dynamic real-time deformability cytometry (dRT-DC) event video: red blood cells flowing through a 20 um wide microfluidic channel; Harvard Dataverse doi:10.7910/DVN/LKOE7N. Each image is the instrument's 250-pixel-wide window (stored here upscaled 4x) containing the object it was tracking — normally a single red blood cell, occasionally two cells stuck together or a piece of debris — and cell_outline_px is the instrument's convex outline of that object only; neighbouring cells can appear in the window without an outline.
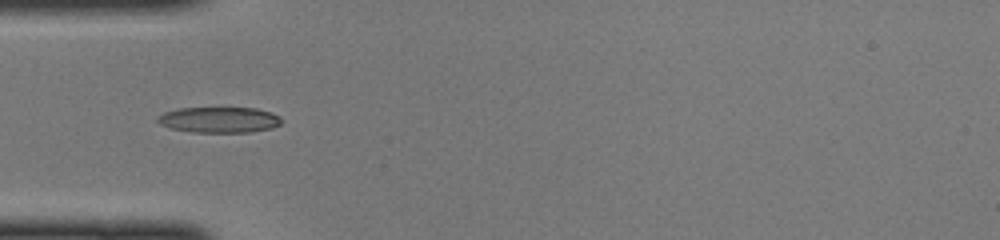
{"species": "common noctule bat (a hibernating species)", "species_latin": "Nyctalus noctula", "temperature_condition": "cold", "stored_images_in_passage": 33, "camera_frame_rate_fps": 3000, "um_per_image_px": 0.085, "animal": {"sex": "female", "body_mass_g": 22.0, "forearm_length_mm": 56.7}, "frame": {"image": 1, "passage_image": 1, "time_ms": 0.0, "image_size_px": [1000, 240], "cell_outline_px": [[284, 120], [280, 124], [272, 128], [252, 132], [192, 132], [168, 128], [160, 124], [156, 120], [156, 116], [164, 112], [180, 108], [256, 108], [272, 112], [280, 116]], "centroid_in_image_um": [18.64, 10.18], "position_along_channel_um": 66.4, "area_um2": 18.84}}
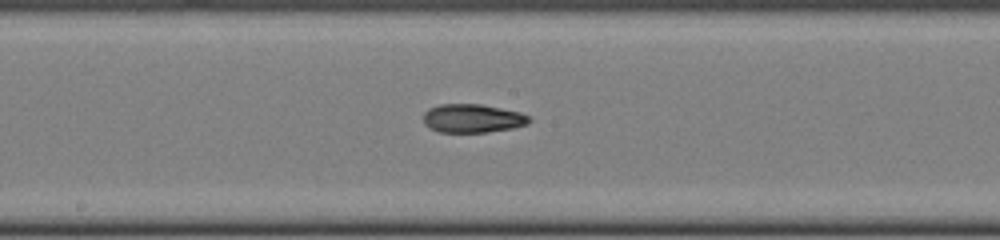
{"frame": {"image": 2, "passage_image": 11, "time_ms": 3.333, "image_size_px": [1000, 240], "cell_outline_px": [[532, 120], [528, 124], [512, 128], [488, 132], [440, 132], [428, 128], [424, 124], [424, 112], [428, 108], [440, 104], [480, 104], [520, 112], [528, 116]], "centroid_in_image_um": [40.15, 10.06], "position_along_channel_um": 208.1, "area_um2": 17.69}}
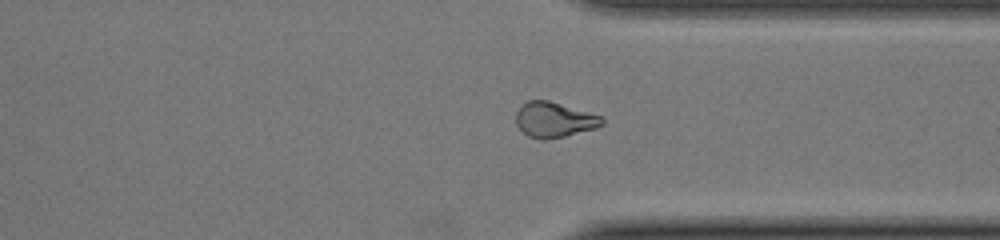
{"frame": {"image": 3, "passage_image": 22, "time_ms": 7.0, "image_size_px": [1000, 240], "cell_outline_px": [[604, 124], [596, 128], [548, 140], [540, 140], [528, 136], [516, 124], [516, 112], [520, 104], [528, 100], [548, 100], [604, 116]], "centroid_in_image_um": [47.11, 10.17], "position_along_channel_um": 364.3, "area_um2": 17.92}}